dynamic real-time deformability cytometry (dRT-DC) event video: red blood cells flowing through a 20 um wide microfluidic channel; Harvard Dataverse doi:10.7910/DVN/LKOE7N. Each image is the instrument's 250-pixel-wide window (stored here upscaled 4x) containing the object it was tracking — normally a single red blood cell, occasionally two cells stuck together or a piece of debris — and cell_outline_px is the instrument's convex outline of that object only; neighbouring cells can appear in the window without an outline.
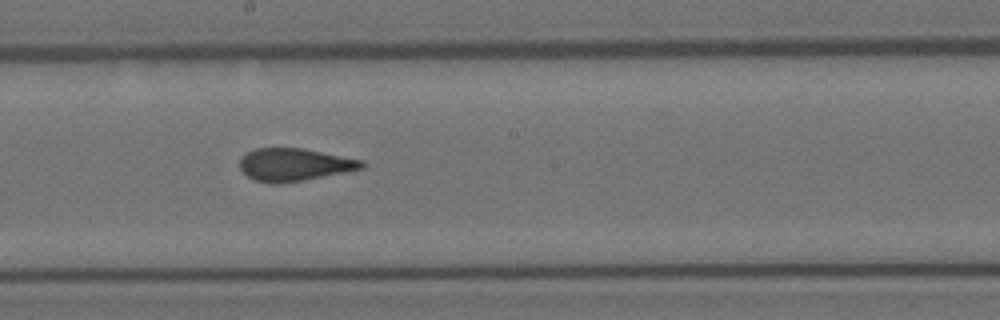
{"species": "Egyptian fruit bat (a non-hibernating species)", "species_latin": "Rousettus aegyptiacus", "temperature_condition": "room temperature", "stored_images_in_passage": 13, "camera_frame_rate_fps": 3000, "um_per_image_px": 0.085, "animal": {"sex": "female"}, "frame": {"image": 1, "passage_image": 6, "time_ms": 1.667, "image_size_px": [1000, 320], "cell_outline_px": [[368, 164], [364, 168], [304, 180], [280, 184], [268, 184], [256, 180], [248, 176], [240, 168], [240, 160], [244, 152], [256, 148], [304, 148], [364, 160]], "centroid_in_image_um": [25.03, 13.99], "position_along_channel_um": 223.2, "area_um2": 23.47}}
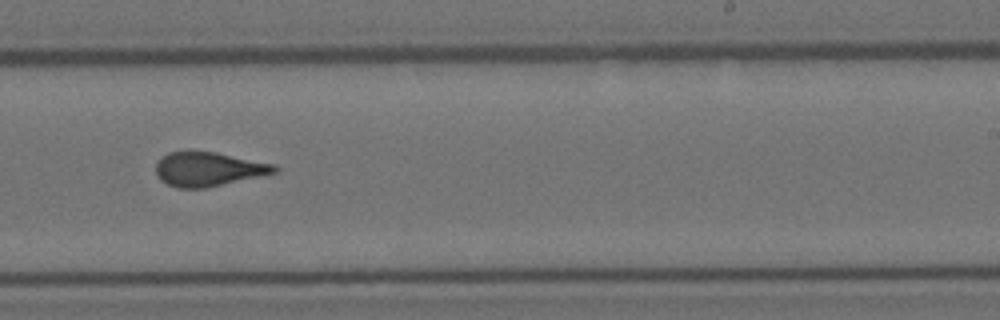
{"frame": {"image": 2, "passage_image": 7, "time_ms": 2.0, "image_size_px": [1000, 320], "cell_outline_px": [[280, 172], [208, 188], [176, 188], [160, 180], [156, 176], [156, 164], [168, 152], [216, 152], [272, 164], [280, 168]], "centroid_in_image_um": [17.74, 14.4], "position_along_channel_um": 271.3, "area_um2": 23.58}}
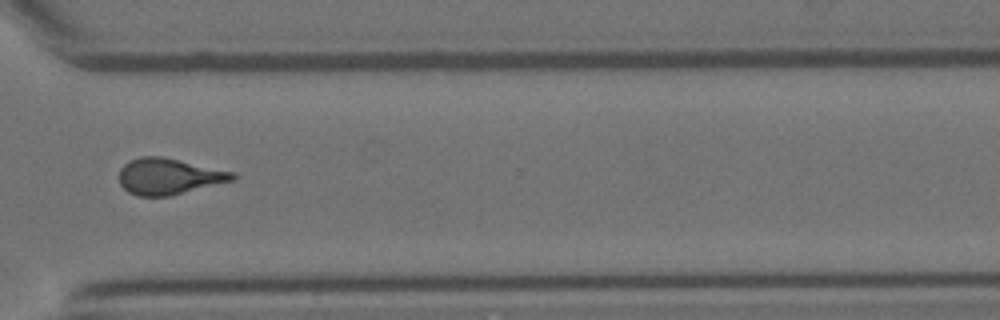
{"frame": {"image": 3, "passage_image": 9, "time_ms": 2.667, "image_size_px": [1000, 320], "cell_outline_px": [[240, 176], [236, 180], [172, 196], [136, 196], [128, 192], [120, 184], [120, 168], [128, 160], [140, 156], [164, 156], [236, 172]], "centroid_in_image_um": [14.42, 14.99], "position_along_channel_um": 356.2, "area_um2": 24.57}}